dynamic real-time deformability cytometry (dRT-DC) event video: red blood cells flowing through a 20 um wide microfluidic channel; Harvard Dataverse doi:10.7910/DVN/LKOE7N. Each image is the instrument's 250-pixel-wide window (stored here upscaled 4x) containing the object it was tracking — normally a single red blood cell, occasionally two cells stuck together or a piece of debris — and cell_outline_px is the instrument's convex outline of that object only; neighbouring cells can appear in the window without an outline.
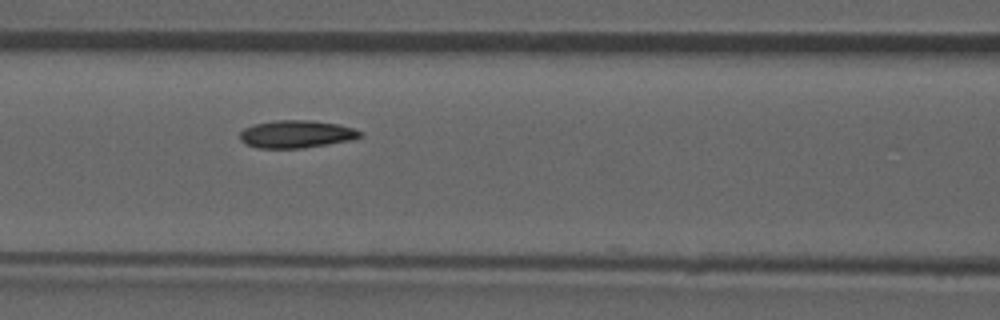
{"species": "common noctule bat (a hibernating species)", "species_latin": "Nyctalus noctula", "temperature_condition": "room temperature", "stored_images_in_passage": 36, "camera_frame_rate_fps": 3000, "um_per_image_px": 0.085, "animal": {"sex": "male", "forearm_length_mm": 52.5}, "frame": {"image": 1, "passage_image": 6, "time_ms": 1.667, "image_size_px": [1000, 320], "cell_outline_px": [[364, 136], [352, 140], [328, 144], [300, 148], [256, 148], [244, 144], [240, 140], [240, 132], [244, 128], [256, 124], [276, 120], [312, 120], [336, 124], [352, 128], [364, 132]], "centroid_in_image_um": [25.2, 11.4], "position_along_channel_um": 141.4, "area_um2": 19.42}}